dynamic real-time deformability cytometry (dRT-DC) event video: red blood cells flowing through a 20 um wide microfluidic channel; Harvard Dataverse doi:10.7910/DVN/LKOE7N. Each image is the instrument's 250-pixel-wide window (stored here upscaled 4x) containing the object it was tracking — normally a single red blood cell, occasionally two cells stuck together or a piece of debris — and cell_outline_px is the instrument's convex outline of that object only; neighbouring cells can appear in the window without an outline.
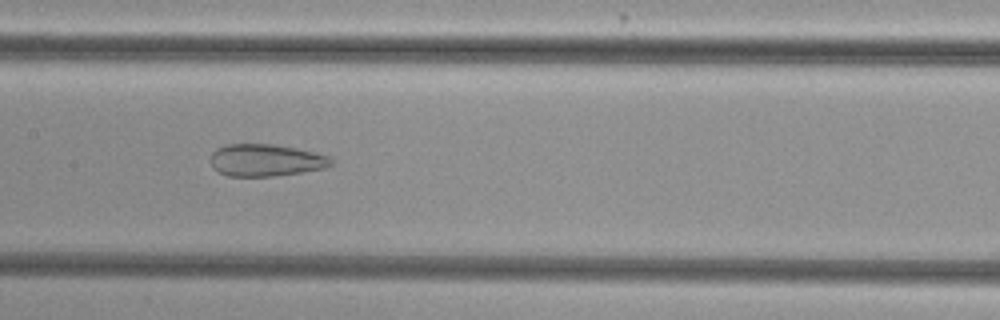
{"species": "common noctule bat (a hibernating species)", "species_latin": "Nyctalus noctula", "temperature_condition": "cold", "stored_images_in_passage": 54, "camera_frame_rate_fps": 3000, "um_per_image_px": 0.085, "animal": {"sex": "female", "body_mass_g": 29.2, "forearm_length_mm": 56.3}, "frame": {"image": 1, "passage_image": 27, "time_ms": 8.667, "image_size_px": [1000, 320], "cell_outline_px": [[332, 164], [324, 168], [300, 172], [272, 176], [228, 176], [212, 168], [212, 152], [216, 148], [228, 144], [272, 144], [296, 148], [328, 156], [332, 160]], "centroid_in_image_um": [22.56, 13.61], "position_along_channel_um": 184.8, "area_um2": 22.31}}
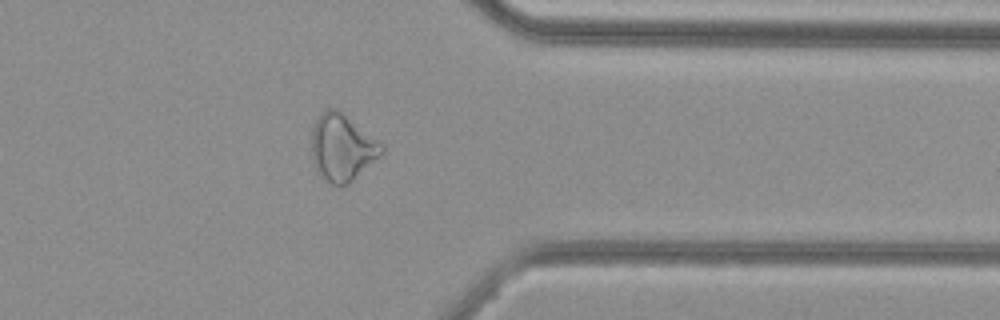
{"frame": {"image": 2, "passage_image": 43, "time_ms": 14.0, "image_size_px": [1000, 320], "cell_outline_px": [[384, 152], [380, 156], [348, 184], [340, 188], [332, 184], [320, 176], [312, 160], [312, 128], [316, 120], [328, 108], [336, 108], [384, 144]], "centroid_in_image_um": [29.09, 12.57], "position_along_channel_um": 382.3, "area_um2": 27.17}}
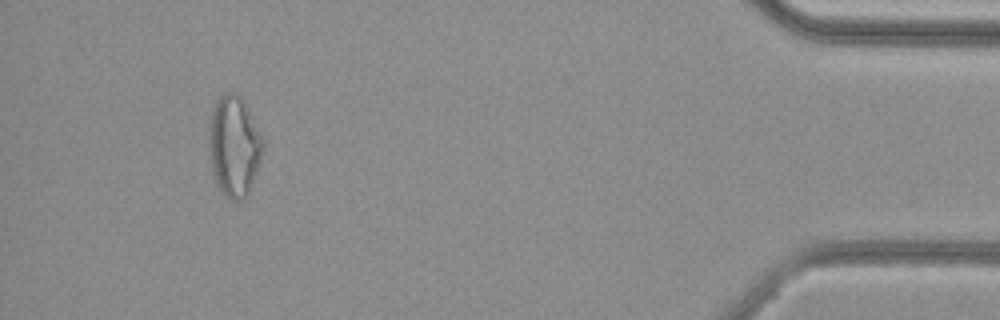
{"frame": {"image": 3, "passage_image": 50, "time_ms": 16.333, "image_size_px": [1000, 320], "cell_outline_px": [[264, 148], [260, 164], [248, 192], [244, 200], [232, 200], [224, 196], [216, 184], [212, 176], [208, 144], [208, 136], [212, 104], [224, 92], [232, 92], [240, 96], [244, 100], [264, 140]], "centroid_in_image_um": [19.88, 12.41], "position_along_channel_um": 415.3, "area_um2": 32.31}, "authors_computed_cell_mechanics": {"area_um2": 29.5936, "velocity_mm_per_s": 3.8514, "shape_relaxation_time_tau1_ms": null, "shape_relaxation_time_tau2_ms": 2.3928, "deformation_change_tau1": null, "deformation_change_tau2": 0.1156}}